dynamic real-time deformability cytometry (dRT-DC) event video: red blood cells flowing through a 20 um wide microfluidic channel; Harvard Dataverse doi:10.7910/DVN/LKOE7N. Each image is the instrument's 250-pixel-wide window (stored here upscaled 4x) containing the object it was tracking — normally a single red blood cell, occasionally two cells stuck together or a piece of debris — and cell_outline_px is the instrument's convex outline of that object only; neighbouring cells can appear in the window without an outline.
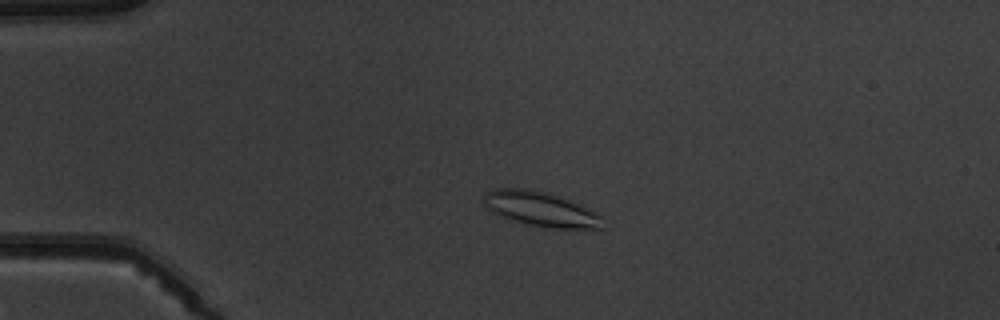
{"species": "common noctule bat (a hibernating species)", "species_latin": "Nyctalus noctula", "temperature_condition": "warm", "stored_images_in_passage": 3, "camera_frame_rate_fps": 3000, "um_per_image_px": 0.085, "animal": {"sex": "male", "body_mass_g": 19.5, "forearm_length_mm": 54.6}, "frame": {"image": 1, "passage_image": 2, "time_ms": 2.0, "image_size_px": [1000, 320], "cell_outline_px": [[604, 228], [552, 228], [528, 224], [512, 220], [500, 216], [492, 212], [484, 204], [484, 196], [492, 188], [524, 188], [548, 192], [580, 204], [604, 216]], "centroid_in_image_um": [46.0, 17.76], "position_along_channel_um": 39.0, "area_um2": 24.1}}